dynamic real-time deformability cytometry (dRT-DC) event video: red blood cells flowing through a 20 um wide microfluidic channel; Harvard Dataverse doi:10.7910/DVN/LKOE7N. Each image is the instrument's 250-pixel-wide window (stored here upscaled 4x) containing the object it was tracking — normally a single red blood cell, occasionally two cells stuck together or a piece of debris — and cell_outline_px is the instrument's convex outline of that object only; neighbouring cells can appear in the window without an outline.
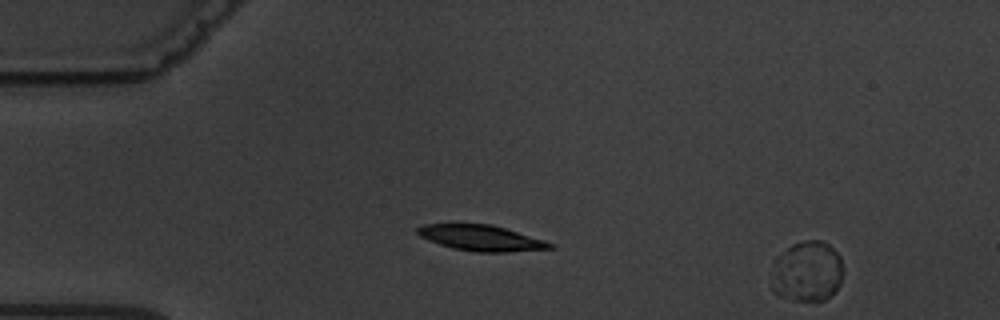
{"species": "common noctule bat (a hibernating species)", "species_latin": "Nyctalus noctula", "temperature_condition": "warm", "stored_images_in_passage": 4, "segment_of_instrument_passage": [2, 2], "camera_frame_rate_fps": 3000, "um_per_image_px": 0.085, "animal": {"sex": "male", "body_mass_g": 19.5, "forearm_length_mm": 54.6}, "frame": {"image": 1, "passage_image": 4, "time_ms": 3.333, "image_size_px": [1000, 320], "cell_outline_px": [[844, 272], [840, 284], [836, 292], [824, 300], [792, 300], [780, 296], [772, 292], [772, 260], [776, 256], [792, 244], [804, 240], [820, 240], [828, 244], [840, 256]], "centroid_in_image_um": [68.6, 23.07], "position_along_channel_um": 16.4, "area_um2": 25.84}}